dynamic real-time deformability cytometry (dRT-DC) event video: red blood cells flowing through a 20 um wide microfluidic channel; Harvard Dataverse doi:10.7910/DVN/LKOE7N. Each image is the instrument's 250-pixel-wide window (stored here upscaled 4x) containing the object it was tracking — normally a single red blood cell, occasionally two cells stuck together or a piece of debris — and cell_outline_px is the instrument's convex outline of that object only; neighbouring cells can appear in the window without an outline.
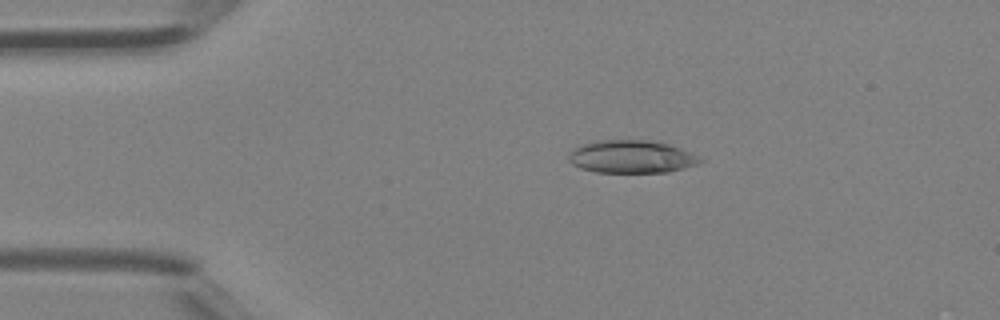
{"species": "Egyptian fruit bat (a non-hibernating species)", "species_latin": "Rousettus aegyptiacus", "temperature_condition": "room temperature", "stored_images_in_passage": 23, "camera_frame_rate_fps": 3000, "um_per_image_px": 0.085, "animal": {"sex": "female"}, "frame": {"image": 1, "passage_image": 7, "time_ms": 2.0, "image_size_px": [1000, 320], "cell_outline_px": [[704, 160], [696, 164], [684, 168], [668, 172], [596, 172], [580, 168], [572, 164], [568, 160], [568, 156], [572, 148], [596, 140], [652, 140], [668, 144], [680, 148], [700, 156]], "centroid_in_image_um": [53.66, 13.31], "position_along_channel_um": 31.3, "area_um2": 25.2}}
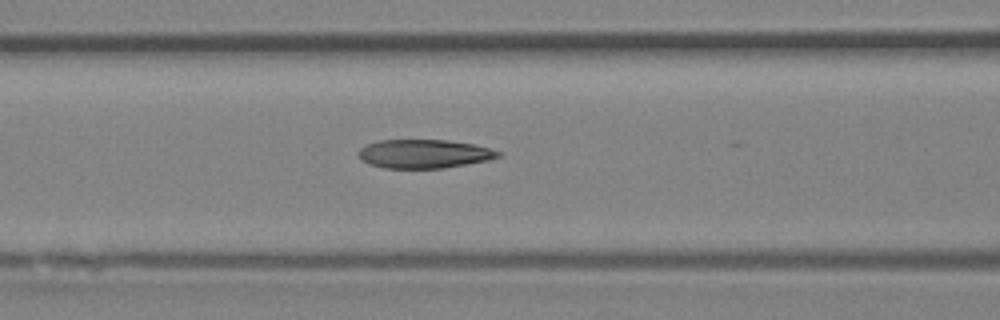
{"frame": {"image": 2, "passage_image": 17, "time_ms": 5.333, "image_size_px": [1000, 320], "cell_outline_px": [[504, 152], [500, 156], [488, 160], [444, 168], [384, 168], [368, 164], [360, 160], [356, 152], [360, 148], [368, 144], [380, 140], [448, 140], [472, 144]], "centroid_in_image_um": [36.01, 13.08], "position_along_channel_um": 130.6, "area_um2": 23.47}}
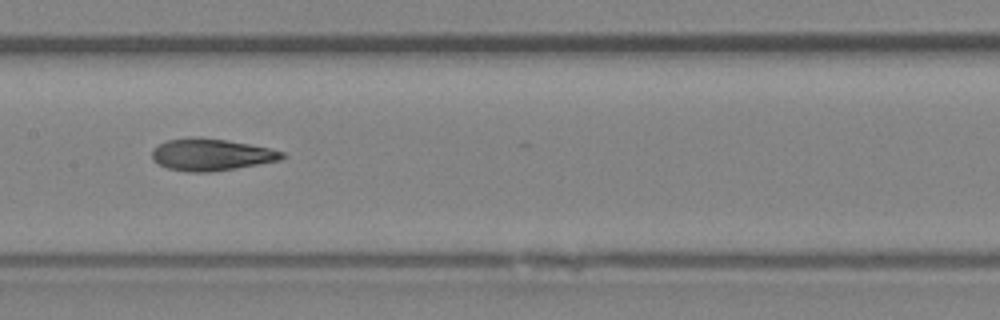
{"frame": {"image": 3, "passage_image": 21, "time_ms": 6.667, "image_size_px": [1000, 320], "cell_outline_px": [[288, 156], [280, 160], [236, 168], [208, 172], [188, 172], [168, 168], [152, 160], [152, 148], [168, 140], [192, 136], [196, 136], [224, 140], [248, 144], [268, 148], [284, 152]], "centroid_in_image_um": [17.94, 13.14], "position_along_channel_um": 189.5, "area_um2": 24.1}}